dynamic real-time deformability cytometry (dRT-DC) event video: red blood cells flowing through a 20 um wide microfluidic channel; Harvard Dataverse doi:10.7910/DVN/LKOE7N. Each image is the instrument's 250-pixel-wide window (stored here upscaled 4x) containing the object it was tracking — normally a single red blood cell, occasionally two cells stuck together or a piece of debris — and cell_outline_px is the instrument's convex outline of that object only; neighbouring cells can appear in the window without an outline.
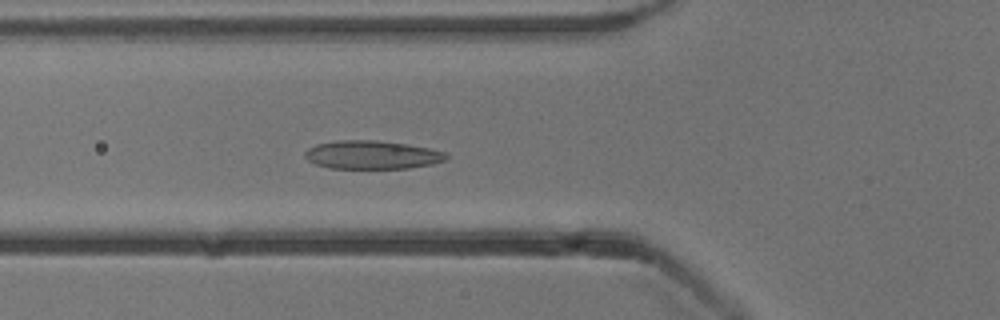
{"species": "common noctule bat (a hibernating species)", "species_latin": "Nyctalus noctula", "temperature_condition": "cold", "stored_images_in_passage": 53, "camera_frame_rate_fps": 3000, "um_per_image_px": 0.085, "animal": {"sex": "male", "body_mass_g": 13.3}, "frame": {"image": 1, "passage_image": 19, "time_ms": 6.0, "image_size_px": [1000, 320], "cell_outline_px": [[448, 160], [432, 164], [408, 168], [332, 168], [316, 164], [308, 160], [304, 156], [304, 152], [308, 148], [316, 144], [336, 140], [376, 140], [404, 144], [428, 148], [444, 152], [448, 156]], "centroid_in_image_um": [31.61, 13.16], "position_along_channel_um": 94.2, "area_um2": 23.29}}
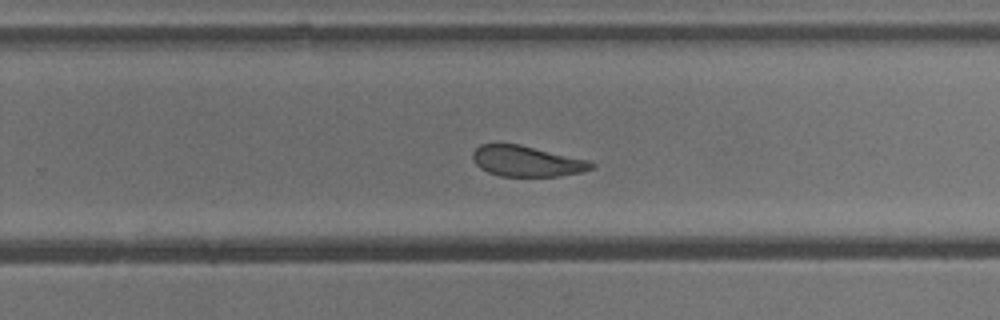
{"frame": {"image": 2, "passage_image": 34, "time_ms": 11.0, "image_size_px": [1000, 320], "cell_outline_px": [[596, 164], [592, 168], [584, 172], [560, 176], [500, 176], [488, 172], [480, 168], [472, 160], [472, 152], [480, 144], [520, 144], [592, 160]], "centroid_in_image_um": [44.82, 13.7], "position_along_channel_um": 285.0, "area_um2": 21.56}}
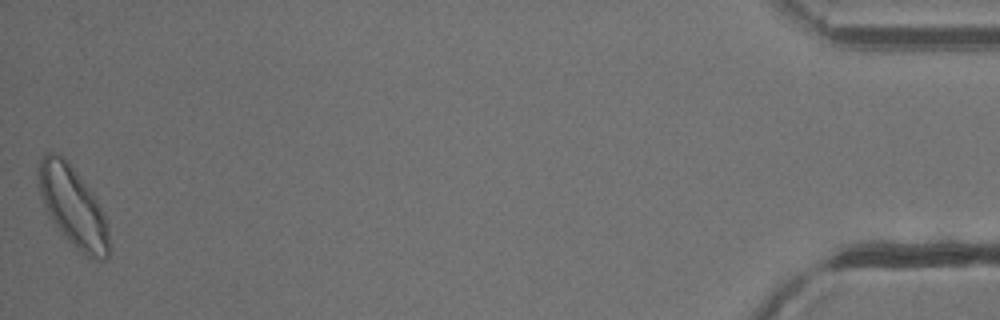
{"frame": {"image": 3, "passage_image": 53, "time_ms": 17.333, "image_size_px": [1000, 320], "cell_outline_px": [[108, 256], [104, 260], [96, 260], [84, 256], [68, 240], [52, 220], [44, 204], [40, 192], [36, 172], [40, 160], [44, 152], [52, 152], [60, 156], [76, 172], [96, 196], [100, 204], [108, 228]], "centroid_in_image_um": [6.2, 17.57], "position_along_channel_um": 429.0, "area_um2": 32.54}, "authors_computed_cell_mechanics": {"area_um2": 23.9292, "velocity_mm_per_s": 3.8161, "shape_relaxation_time_tau1_ms": 3.0377, "shape_relaxation_time_tau2_ms": 1.8416, "deformation_change_tau1": 0.1028, "deformation_change_tau2": 0.0665}}